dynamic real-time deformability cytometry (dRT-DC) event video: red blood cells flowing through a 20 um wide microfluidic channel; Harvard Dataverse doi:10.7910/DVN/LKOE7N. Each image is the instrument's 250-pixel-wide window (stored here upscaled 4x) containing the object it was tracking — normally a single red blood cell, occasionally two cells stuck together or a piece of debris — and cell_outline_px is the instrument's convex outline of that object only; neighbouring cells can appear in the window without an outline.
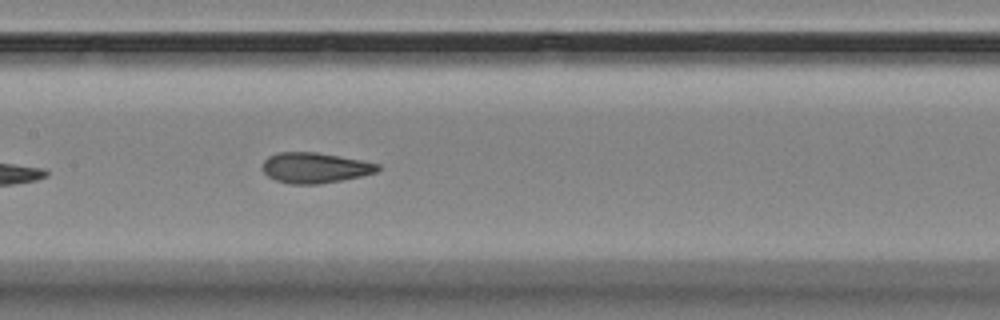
{"species": "Egyptian fruit bat (a non-hibernating species)", "species_latin": "Rousettus aegyptiacus", "temperature_condition": "room temperature", "stored_images_in_passage": 7, "camera_frame_rate_fps": 3000, "um_per_image_px": 0.085, "animal": {"sex": "female"}, "frame": {"image": 1, "passage_image": 7, "time_ms": 6.667, "image_size_px": [1000, 320], "cell_outline_px": [[380, 168], [376, 172], [360, 176], [320, 184], [288, 184], [276, 180], [268, 176], [260, 168], [264, 160], [268, 156], [280, 152], [316, 152], [364, 160], [380, 164]], "centroid_in_image_um": [26.75, 14.25], "position_along_channel_um": 180.7, "area_um2": 20.58}}